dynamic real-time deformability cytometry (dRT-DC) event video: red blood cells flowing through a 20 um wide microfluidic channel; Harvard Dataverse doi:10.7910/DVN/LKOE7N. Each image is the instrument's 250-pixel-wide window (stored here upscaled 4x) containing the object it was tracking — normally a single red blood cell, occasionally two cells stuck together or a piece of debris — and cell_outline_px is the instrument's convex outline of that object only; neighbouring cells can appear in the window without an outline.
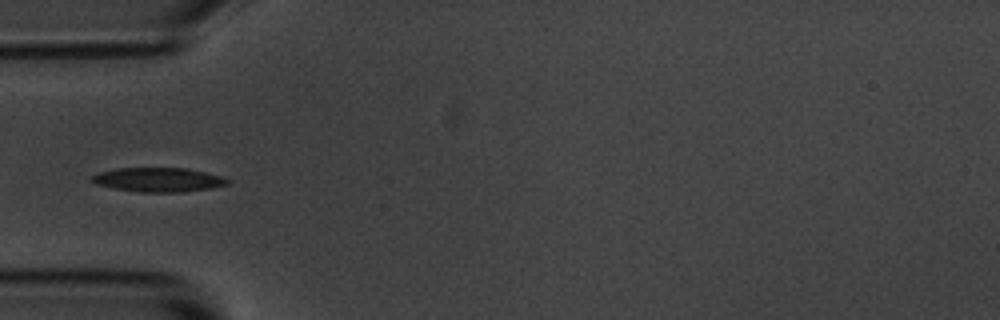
{"species": "common noctule bat (a hibernating species)", "species_latin": "Nyctalus noctula", "temperature_condition": "room temperature", "stored_images_in_passage": 5, "camera_frame_rate_fps": 3000, "um_per_image_px": 0.085, "animal": {"sex": "male", "body_mass_g": 20.1, "forearm_length_mm": 53.5}, "frame": {"image": 1, "passage_image": 5, "time_ms": 4.667, "image_size_px": [1000, 320], "cell_outline_px": [[228, 184], [212, 188], [184, 192], [140, 192], [116, 188], [96, 184], [92, 180], [92, 176], [100, 172], [116, 168], [188, 168], [224, 176], [228, 180]], "centroid_in_image_um": [13.52, 15.27], "position_along_channel_um": 71.5, "area_um2": 19.07}}